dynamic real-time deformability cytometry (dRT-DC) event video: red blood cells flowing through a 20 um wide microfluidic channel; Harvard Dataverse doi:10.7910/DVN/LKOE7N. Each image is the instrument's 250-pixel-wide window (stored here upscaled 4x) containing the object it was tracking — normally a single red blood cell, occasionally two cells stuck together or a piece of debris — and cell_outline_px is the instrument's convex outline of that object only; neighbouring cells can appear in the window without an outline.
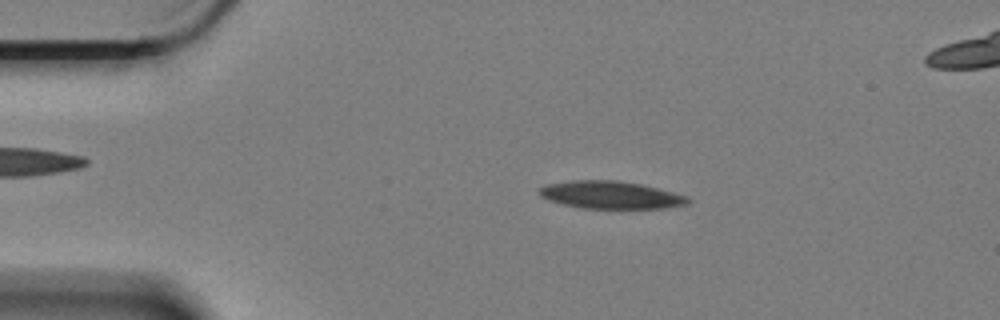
{"species": "Egyptian fruit bat (a non-hibernating species)", "species_latin": "Rousettus aegyptiacus", "temperature_condition": "cold", "stored_images_in_passage": 59, "segment_of_instrument_passage": [1, 2], "camera_frame_rate_fps": 3000, "um_per_image_px": 0.085, "animal": {"sex": "female"}, "frame": {"image": 1, "passage_image": 10, "time_ms": 3.0, "image_size_px": [1000, 320], "cell_outline_px": [[692, 200], [688, 204], [664, 208], [580, 208], [548, 200], [540, 196], [540, 188], [548, 184], [572, 180], [616, 180], [640, 184], [672, 192], [684, 196]], "centroid_in_image_um": [51.89, 16.57], "position_along_channel_um": 33.1, "area_um2": 23.58}}
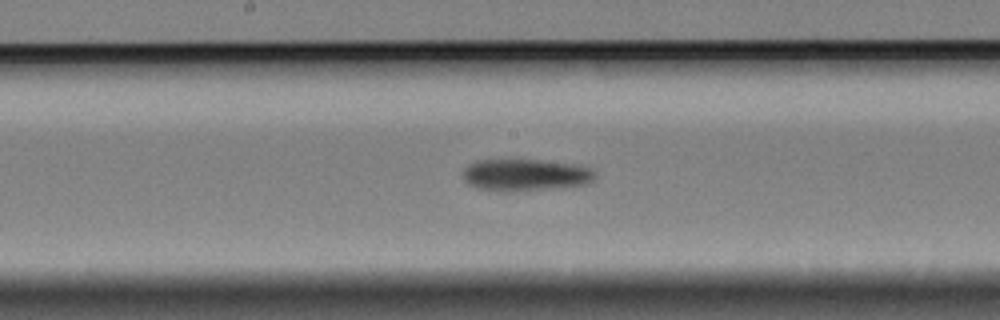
{"frame": {"image": 2, "passage_image": 29, "time_ms": 9.333, "image_size_px": [1000, 320], "cell_outline_px": [[596, 176], [588, 184], [552, 188], [500, 192], [480, 188], [468, 184], [464, 180], [464, 168], [468, 164], [476, 160], [540, 160], [572, 164], [588, 168], [596, 172]], "centroid_in_image_um": [44.63, 14.87], "position_along_channel_um": 203.6, "area_um2": 24.39}}
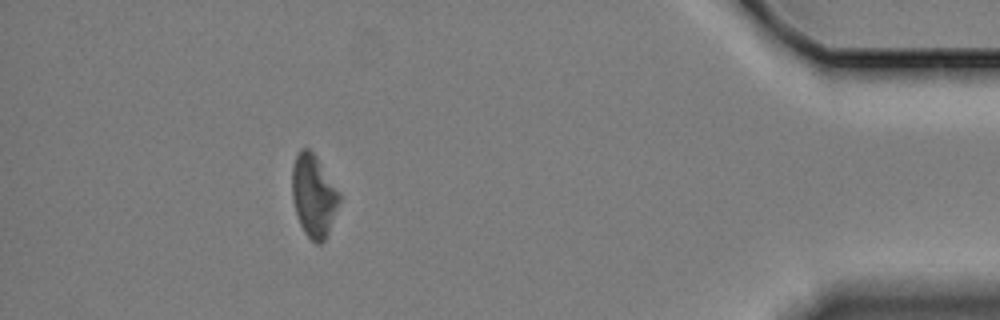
{"frame": {"image": 3, "passage_image": 52, "time_ms": 17.0, "image_size_px": [1000, 320], "cell_outline_px": [[340, 200], [328, 232], [324, 240], [320, 244], [316, 244], [304, 232], [300, 224], [292, 200], [292, 164], [300, 148], [308, 148], [316, 156], [340, 192]], "centroid_in_image_um": [26.65, 16.61], "position_along_channel_um": 408.6, "area_um2": 22.54}}